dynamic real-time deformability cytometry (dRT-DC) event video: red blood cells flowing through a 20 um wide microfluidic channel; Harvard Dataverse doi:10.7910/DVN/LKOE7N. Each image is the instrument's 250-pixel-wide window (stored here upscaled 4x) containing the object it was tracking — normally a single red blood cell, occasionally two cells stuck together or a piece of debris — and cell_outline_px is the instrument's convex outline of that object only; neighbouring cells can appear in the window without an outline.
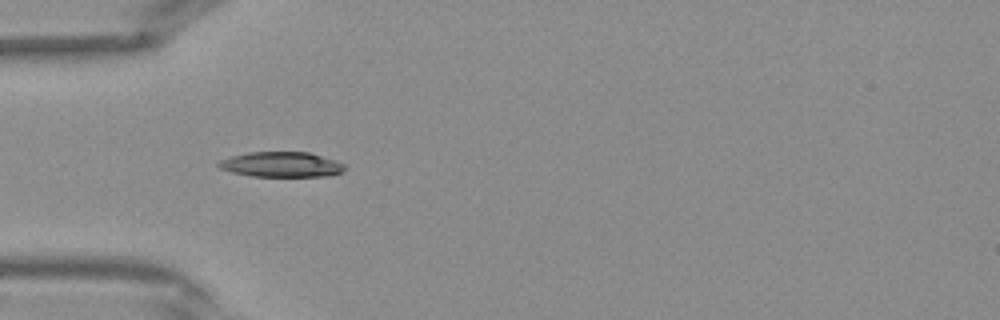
{"species": "Egyptian fruit bat (a non-hibernating species)", "species_latin": "Rousettus aegyptiacus", "temperature_condition": "warm", "stored_images_in_passage": 20, "camera_frame_rate_fps": 3000, "um_per_image_px": 0.085, "frame": {"image": 1, "passage_image": 3, "time_ms": 0.667, "image_size_px": [1000, 320], "cell_outline_px": [[344, 172], [332, 176], [252, 176], [232, 172], [220, 168], [216, 164], [220, 160], [232, 156], [248, 152], [308, 152], [336, 160], [344, 164]], "centroid_in_image_um": [23.95, 13.98], "position_along_channel_um": 61.1, "area_um2": 18.5}}
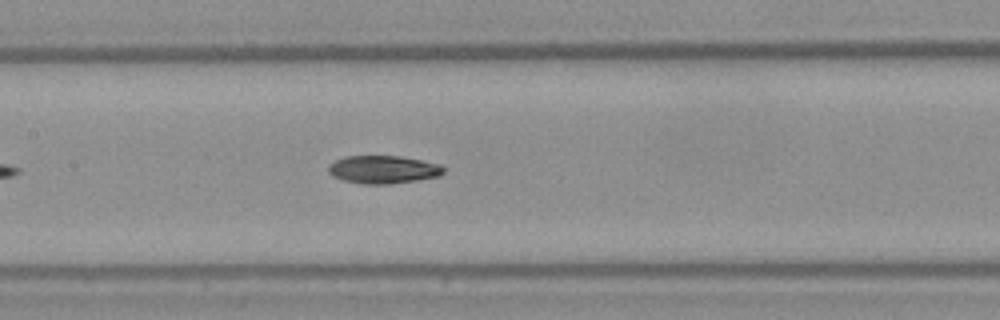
{"frame": {"image": 2, "passage_image": 10, "time_ms": 3.0, "image_size_px": [1000, 320], "cell_outline_px": [[444, 172], [440, 176], [416, 180], [388, 184], [360, 184], [344, 180], [332, 176], [328, 172], [328, 164], [344, 156], [400, 156], [424, 160], [440, 164], [444, 168]], "centroid_in_image_um": [32.57, 14.4], "position_along_channel_um": 174.8, "area_um2": 18.9}}
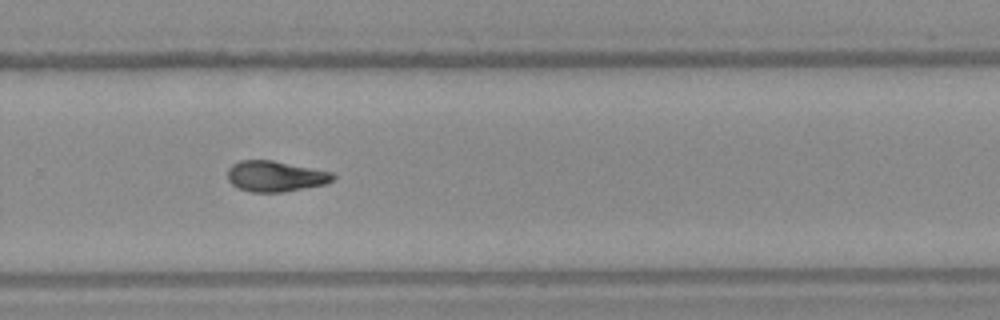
{"frame": {"image": 3, "passage_image": 18, "time_ms": 5.667, "image_size_px": [1000, 320], "cell_outline_px": [[336, 176], [328, 184], [284, 192], [252, 192], [240, 188], [232, 184], [228, 180], [228, 168], [232, 164], [240, 160], [272, 160], [332, 172]], "centroid_in_image_um": [23.42, 14.98], "position_along_channel_um": 306.4, "area_um2": 18.9}}